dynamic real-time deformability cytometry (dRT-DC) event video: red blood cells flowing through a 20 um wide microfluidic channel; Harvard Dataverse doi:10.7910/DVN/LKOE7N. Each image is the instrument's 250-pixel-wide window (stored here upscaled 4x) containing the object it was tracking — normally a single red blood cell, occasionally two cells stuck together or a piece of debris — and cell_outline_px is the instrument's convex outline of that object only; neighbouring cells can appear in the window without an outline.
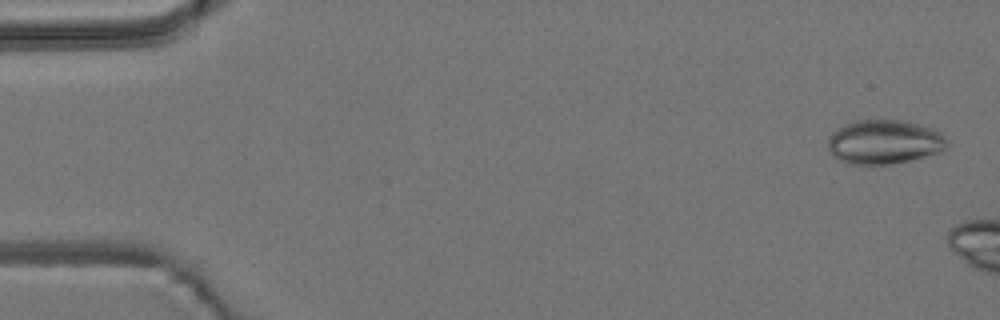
{"species": "common noctule bat (a hibernating species)", "species_latin": "Nyctalus noctula", "temperature_condition": "room temperature", "stored_images_in_passage": 7, "camera_frame_rate_fps": 3000, "um_per_image_px": 0.085, "animal": {"sex": "male", "body_mass_g": 19.2, "forearm_length_mm": 51.8}, "frame": {"image": 1, "passage_image": 2, "time_ms": 0.333, "image_size_px": [1000, 320], "cell_outline_px": [[948, 144], [940, 152], [892, 164], [844, 164], [832, 156], [828, 152], [828, 140], [832, 132], [844, 124], [856, 120], [904, 120], [932, 128], [944, 136], [948, 140]], "centroid_in_image_um": [75.11, 12.07], "position_along_channel_um": 9.9, "area_um2": 30.81}}